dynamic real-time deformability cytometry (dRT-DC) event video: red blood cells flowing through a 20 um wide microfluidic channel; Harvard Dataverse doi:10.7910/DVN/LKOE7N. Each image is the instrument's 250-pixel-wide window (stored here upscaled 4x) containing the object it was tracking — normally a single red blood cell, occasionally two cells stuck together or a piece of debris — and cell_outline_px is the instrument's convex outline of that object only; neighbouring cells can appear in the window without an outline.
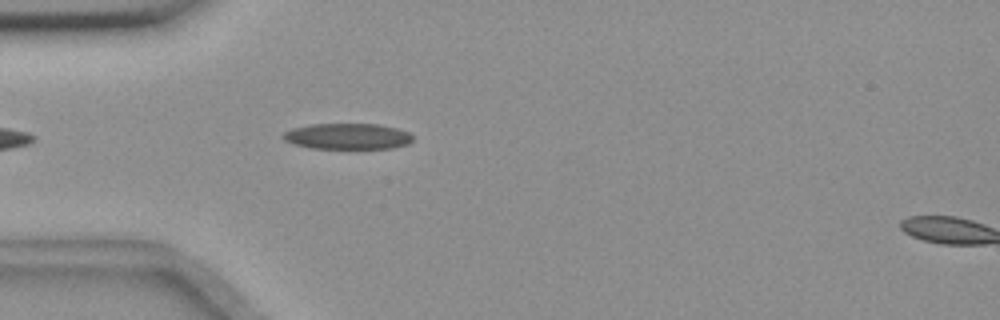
{"species": "common noctule bat (a hibernating species)", "species_latin": "Nyctalus noctula", "temperature_condition": "room temperature", "stored_images_in_passage": 11, "camera_frame_rate_fps": 3000, "um_per_image_px": 0.085, "animal": {"sex": "female", "body_mass_g": 18.4}, "frame": {"image": 1, "passage_image": 4, "time_ms": 1.0, "image_size_px": [1000, 320], "cell_outline_px": [[412, 140], [408, 144], [392, 148], [312, 148], [296, 144], [284, 140], [280, 136], [284, 132], [292, 128], [308, 124], [380, 124], [396, 128], [408, 132], [412, 136]], "centroid_in_image_um": [29.52, 11.58], "position_along_channel_um": 55.5, "area_um2": 19.54}}
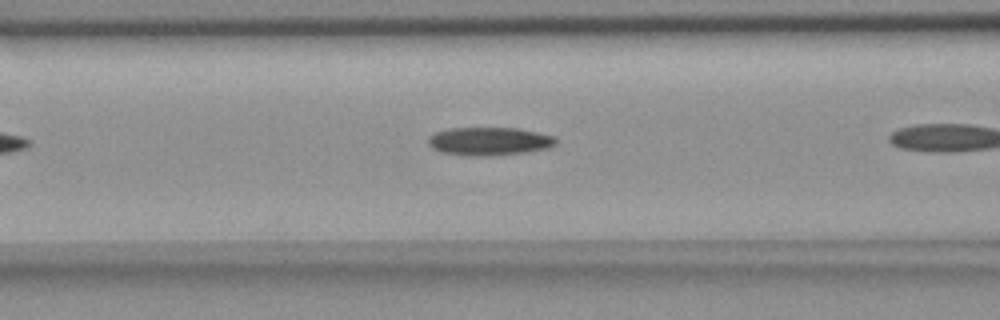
{"frame": {"image": 2, "passage_image": 7, "time_ms": 2.0, "image_size_px": [1000, 320], "cell_outline_px": [[556, 144], [548, 148], [528, 152], [488, 156], [464, 156], [440, 152], [432, 148], [428, 144], [428, 136], [436, 132], [452, 128], [516, 128], [556, 136]], "centroid_in_image_um": [41.57, 12.02], "position_along_channel_um": 125.0, "area_um2": 21.15}}
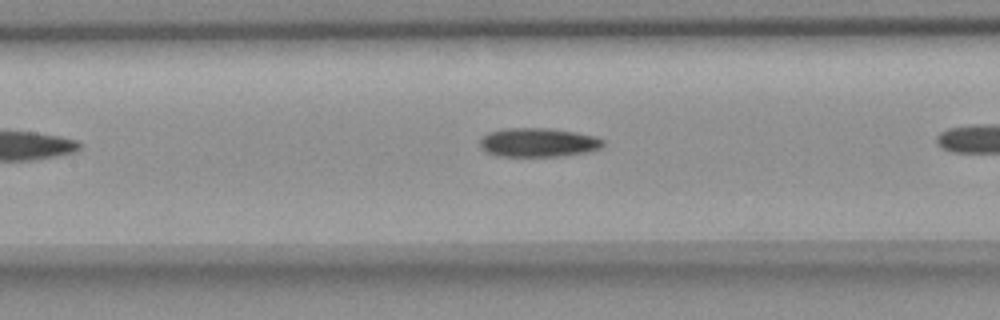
{"frame": {"image": 3, "passage_image": 10, "time_ms": 3.0, "image_size_px": [1000, 320], "cell_outline_px": [[604, 144], [600, 148], [592, 152], [564, 156], [500, 156], [488, 152], [480, 144], [480, 140], [488, 132], [504, 128], [544, 128], [572, 132], [596, 136], [604, 140]], "centroid_in_image_um": [45.8, 12.11], "position_along_channel_um": 161.6, "area_um2": 20.69}}